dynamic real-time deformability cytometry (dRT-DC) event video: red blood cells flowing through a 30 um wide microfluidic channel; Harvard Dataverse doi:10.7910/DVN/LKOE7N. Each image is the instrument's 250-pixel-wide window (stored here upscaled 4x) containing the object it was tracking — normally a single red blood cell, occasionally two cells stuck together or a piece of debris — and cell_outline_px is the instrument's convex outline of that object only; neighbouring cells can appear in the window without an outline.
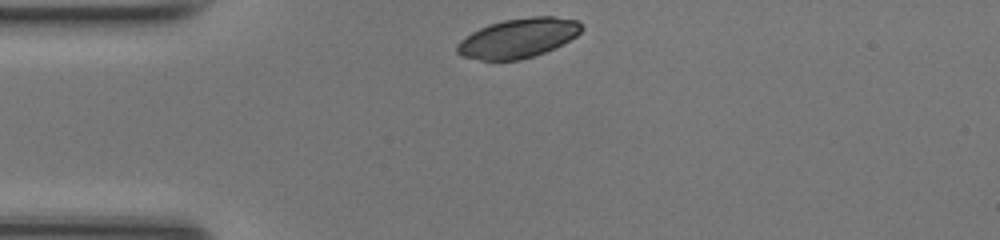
{"species": "common noctule bat (a hibernating species)", "species_latin": "Nyctalus noctula", "temperature_condition": "room temperature", "stored_images_in_passage": 29, "camera_frame_rate_fps": 3000, "um_per_image_px": 0.085, "animal": {"sex": "female", "body_mass_g": 17.0, "forearm_length_mm": 48.0}, "frame": {"image": 1, "passage_image": 1, "time_ms": 0.0, "image_size_px": [1000, 240], "cell_outline_px": [[584, 28], [576, 36], [544, 52], [520, 60], [480, 60], [460, 56], [456, 52], [456, 44], [460, 40], [472, 32], [488, 24], [504, 20], [532, 16], [552, 16], [580, 20]], "centroid_in_image_um": [44.03, 3.23], "position_along_channel_um": 41.0, "area_um2": 28.61}}
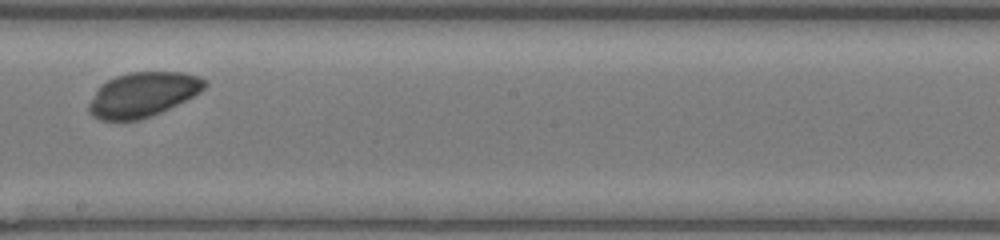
{"frame": {"image": 2, "passage_image": 17, "time_ms": 5.333, "image_size_px": [1000, 240], "cell_outline_px": [[208, 84], [200, 92], [160, 112], [136, 120], [100, 120], [92, 116], [88, 112], [88, 104], [100, 84], [116, 76], [128, 72], [184, 72], [200, 76], [208, 80]], "centroid_in_image_um": [12.13, 8.02], "position_along_channel_um": 236.1, "area_um2": 30.0}}
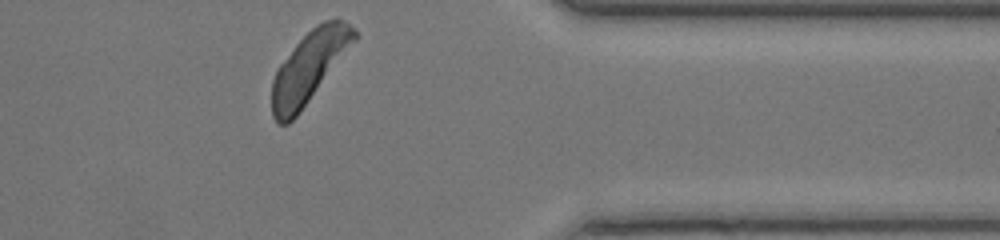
{"frame": {"image": 3, "passage_image": 29, "time_ms": 9.333, "image_size_px": [1000, 240], "cell_outline_px": [[360, 36], [296, 116], [288, 124], [276, 124], [272, 116], [272, 80], [280, 64], [296, 44], [316, 24], [324, 20], [336, 16], [348, 24]], "centroid_in_image_um": [26.29, 5.68], "position_along_channel_um": 385.1, "area_um2": 33.81}}